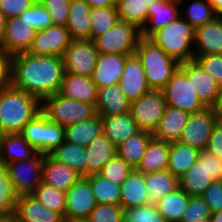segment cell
<instances>
[{"label":"cell","mask_w":222,"mask_h":222,"mask_svg":"<svg viewBox=\"0 0 222 222\" xmlns=\"http://www.w3.org/2000/svg\"><path fill=\"white\" fill-rule=\"evenodd\" d=\"M63 75L62 56H37L23 52L9 57L8 83L41 102L59 93Z\"/></svg>","instance_id":"obj_1"},{"label":"cell","mask_w":222,"mask_h":222,"mask_svg":"<svg viewBox=\"0 0 222 222\" xmlns=\"http://www.w3.org/2000/svg\"><path fill=\"white\" fill-rule=\"evenodd\" d=\"M42 102L6 83L0 87V133H21L24 126L41 112Z\"/></svg>","instance_id":"obj_2"},{"label":"cell","mask_w":222,"mask_h":222,"mask_svg":"<svg viewBox=\"0 0 222 222\" xmlns=\"http://www.w3.org/2000/svg\"><path fill=\"white\" fill-rule=\"evenodd\" d=\"M195 28L181 16L154 32L148 39L179 64L194 60Z\"/></svg>","instance_id":"obj_3"},{"label":"cell","mask_w":222,"mask_h":222,"mask_svg":"<svg viewBox=\"0 0 222 222\" xmlns=\"http://www.w3.org/2000/svg\"><path fill=\"white\" fill-rule=\"evenodd\" d=\"M140 60L151 89L162 90L180 64L148 38H141L134 53Z\"/></svg>","instance_id":"obj_4"},{"label":"cell","mask_w":222,"mask_h":222,"mask_svg":"<svg viewBox=\"0 0 222 222\" xmlns=\"http://www.w3.org/2000/svg\"><path fill=\"white\" fill-rule=\"evenodd\" d=\"M222 180V160L212 152L199 151L197 161L179 178L180 188L189 196H201L213 182Z\"/></svg>","instance_id":"obj_5"},{"label":"cell","mask_w":222,"mask_h":222,"mask_svg":"<svg viewBox=\"0 0 222 222\" xmlns=\"http://www.w3.org/2000/svg\"><path fill=\"white\" fill-rule=\"evenodd\" d=\"M41 111L54 123L67 127L97 115L95 105L69 99L56 93L42 101Z\"/></svg>","instance_id":"obj_6"},{"label":"cell","mask_w":222,"mask_h":222,"mask_svg":"<svg viewBox=\"0 0 222 222\" xmlns=\"http://www.w3.org/2000/svg\"><path fill=\"white\" fill-rule=\"evenodd\" d=\"M140 39L141 30L137 26L120 20L92 41L99 53L133 55Z\"/></svg>","instance_id":"obj_7"},{"label":"cell","mask_w":222,"mask_h":222,"mask_svg":"<svg viewBox=\"0 0 222 222\" xmlns=\"http://www.w3.org/2000/svg\"><path fill=\"white\" fill-rule=\"evenodd\" d=\"M167 105L189 114L206 108L191 85V77L179 67L162 89Z\"/></svg>","instance_id":"obj_8"},{"label":"cell","mask_w":222,"mask_h":222,"mask_svg":"<svg viewBox=\"0 0 222 222\" xmlns=\"http://www.w3.org/2000/svg\"><path fill=\"white\" fill-rule=\"evenodd\" d=\"M43 160L44 154L37 152L30 159L4 165L18 196L32 194L42 182Z\"/></svg>","instance_id":"obj_9"},{"label":"cell","mask_w":222,"mask_h":222,"mask_svg":"<svg viewBox=\"0 0 222 222\" xmlns=\"http://www.w3.org/2000/svg\"><path fill=\"white\" fill-rule=\"evenodd\" d=\"M166 107L167 102L162 90L151 89L131 102L130 113L141 131L153 133Z\"/></svg>","instance_id":"obj_10"},{"label":"cell","mask_w":222,"mask_h":222,"mask_svg":"<svg viewBox=\"0 0 222 222\" xmlns=\"http://www.w3.org/2000/svg\"><path fill=\"white\" fill-rule=\"evenodd\" d=\"M98 55L91 39L72 40L62 55L64 72L92 77Z\"/></svg>","instance_id":"obj_11"},{"label":"cell","mask_w":222,"mask_h":222,"mask_svg":"<svg viewBox=\"0 0 222 222\" xmlns=\"http://www.w3.org/2000/svg\"><path fill=\"white\" fill-rule=\"evenodd\" d=\"M216 124L217 116L213 107H206L199 112L192 113L189 115L178 141L197 148L199 151L204 150Z\"/></svg>","instance_id":"obj_12"},{"label":"cell","mask_w":222,"mask_h":222,"mask_svg":"<svg viewBox=\"0 0 222 222\" xmlns=\"http://www.w3.org/2000/svg\"><path fill=\"white\" fill-rule=\"evenodd\" d=\"M72 40L66 26L52 24L36 31L28 53L37 56H62Z\"/></svg>","instance_id":"obj_13"},{"label":"cell","mask_w":222,"mask_h":222,"mask_svg":"<svg viewBox=\"0 0 222 222\" xmlns=\"http://www.w3.org/2000/svg\"><path fill=\"white\" fill-rule=\"evenodd\" d=\"M96 205L89 180L82 176L66 191L65 220L87 219Z\"/></svg>","instance_id":"obj_14"},{"label":"cell","mask_w":222,"mask_h":222,"mask_svg":"<svg viewBox=\"0 0 222 222\" xmlns=\"http://www.w3.org/2000/svg\"><path fill=\"white\" fill-rule=\"evenodd\" d=\"M36 31L37 30L30 25L24 23L23 19L19 16L7 18L5 33L0 43V47L8 57L28 52Z\"/></svg>","instance_id":"obj_15"},{"label":"cell","mask_w":222,"mask_h":222,"mask_svg":"<svg viewBox=\"0 0 222 222\" xmlns=\"http://www.w3.org/2000/svg\"><path fill=\"white\" fill-rule=\"evenodd\" d=\"M191 77L193 91L206 107H213L217 101L220 87L195 60L181 63L179 66Z\"/></svg>","instance_id":"obj_16"},{"label":"cell","mask_w":222,"mask_h":222,"mask_svg":"<svg viewBox=\"0 0 222 222\" xmlns=\"http://www.w3.org/2000/svg\"><path fill=\"white\" fill-rule=\"evenodd\" d=\"M118 85L130 102L151 90L141 62L135 54L126 58Z\"/></svg>","instance_id":"obj_17"},{"label":"cell","mask_w":222,"mask_h":222,"mask_svg":"<svg viewBox=\"0 0 222 222\" xmlns=\"http://www.w3.org/2000/svg\"><path fill=\"white\" fill-rule=\"evenodd\" d=\"M14 215L16 222H65L64 218L49 210L34 196H18Z\"/></svg>","instance_id":"obj_18"},{"label":"cell","mask_w":222,"mask_h":222,"mask_svg":"<svg viewBox=\"0 0 222 222\" xmlns=\"http://www.w3.org/2000/svg\"><path fill=\"white\" fill-rule=\"evenodd\" d=\"M81 177L73 168L44 154L42 182L46 185L66 192Z\"/></svg>","instance_id":"obj_19"},{"label":"cell","mask_w":222,"mask_h":222,"mask_svg":"<svg viewBox=\"0 0 222 222\" xmlns=\"http://www.w3.org/2000/svg\"><path fill=\"white\" fill-rule=\"evenodd\" d=\"M194 56L204 54H222V16L195 28Z\"/></svg>","instance_id":"obj_20"},{"label":"cell","mask_w":222,"mask_h":222,"mask_svg":"<svg viewBox=\"0 0 222 222\" xmlns=\"http://www.w3.org/2000/svg\"><path fill=\"white\" fill-rule=\"evenodd\" d=\"M130 55L99 53L92 81L97 88L118 83L126 58Z\"/></svg>","instance_id":"obj_21"},{"label":"cell","mask_w":222,"mask_h":222,"mask_svg":"<svg viewBox=\"0 0 222 222\" xmlns=\"http://www.w3.org/2000/svg\"><path fill=\"white\" fill-rule=\"evenodd\" d=\"M59 94L69 99L96 105L97 87L91 77L64 72Z\"/></svg>","instance_id":"obj_22"},{"label":"cell","mask_w":222,"mask_h":222,"mask_svg":"<svg viewBox=\"0 0 222 222\" xmlns=\"http://www.w3.org/2000/svg\"><path fill=\"white\" fill-rule=\"evenodd\" d=\"M96 112L100 116L120 115L130 111L131 102L118 83L97 88Z\"/></svg>","instance_id":"obj_23"},{"label":"cell","mask_w":222,"mask_h":222,"mask_svg":"<svg viewBox=\"0 0 222 222\" xmlns=\"http://www.w3.org/2000/svg\"><path fill=\"white\" fill-rule=\"evenodd\" d=\"M180 4L160 0L148 7V20L141 29V38H149L154 32L182 16ZM150 22L151 25H147Z\"/></svg>","instance_id":"obj_24"},{"label":"cell","mask_w":222,"mask_h":222,"mask_svg":"<svg viewBox=\"0 0 222 222\" xmlns=\"http://www.w3.org/2000/svg\"><path fill=\"white\" fill-rule=\"evenodd\" d=\"M189 113L167 105L163 117L152 133L153 138L163 142H176L185 127Z\"/></svg>","instance_id":"obj_25"},{"label":"cell","mask_w":222,"mask_h":222,"mask_svg":"<svg viewBox=\"0 0 222 222\" xmlns=\"http://www.w3.org/2000/svg\"><path fill=\"white\" fill-rule=\"evenodd\" d=\"M120 190V206L124 211L128 208L149 204L144 174L136 169H133L127 178L121 183Z\"/></svg>","instance_id":"obj_26"},{"label":"cell","mask_w":222,"mask_h":222,"mask_svg":"<svg viewBox=\"0 0 222 222\" xmlns=\"http://www.w3.org/2000/svg\"><path fill=\"white\" fill-rule=\"evenodd\" d=\"M103 134L117 147L125 139L140 132L130 111L120 115L101 116Z\"/></svg>","instance_id":"obj_27"},{"label":"cell","mask_w":222,"mask_h":222,"mask_svg":"<svg viewBox=\"0 0 222 222\" xmlns=\"http://www.w3.org/2000/svg\"><path fill=\"white\" fill-rule=\"evenodd\" d=\"M37 151L23 138L21 133L4 134L0 138V165L27 160Z\"/></svg>","instance_id":"obj_28"},{"label":"cell","mask_w":222,"mask_h":222,"mask_svg":"<svg viewBox=\"0 0 222 222\" xmlns=\"http://www.w3.org/2000/svg\"><path fill=\"white\" fill-rule=\"evenodd\" d=\"M170 143L152 138L136 170L148 174L168 169Z\"/></svg>","instance_id":"obj_29"},{"label":"cell","mask_w":222,"mask_h":222,"mask_svg":"<svg viewBox=\"0 0 222 222\" xmlns=\"http://www.w3.org/2000/svg\"><path fill=\"white\" fill-rule=\"evenodd\" d=\"M91 7L84 0H71L66 24L73 40L91 39Z\"/></svg>","instance_id":"obj_30"},{"label":"cell","mask_w":222,"mask_h":222,"mask_svg":"<svg viewBox=\"0 0 222 222\" xmlns=\"http://www.w3.org/2000/svg\"><path fill=\"white\" fill-rule=\"evenodd\" d=\"M102 134L103 122L98 114L87 121L65 127V141L84 147Z\"/></svg>","instance_id":"obj_31"},{"label":"cell","mask_w":222,"mask_h":222,"mask_svg":"<svg viewBox=\"0 0 222 222\" xmlns=\"http://www.w3.org/2000/svg\"><path fill=\"white\" fill-rule=\"evenodd\" d=\"M87 175L98 174L103 166L117 153L116 147L104 135L95 138L88 146Z\"/></svg>","instance_id":"obj_32"},{"label":"cell","mask_w":222,"mask_h":222,"mask_svg":"<svg viewBox=\"0 0 222 222\" xmlns=\"http://www.w3.org/2000/svg\"><path fill=\"white\" fill-rule=\"evenodd\" d=\"M149 204H156L165 195L180 188L179 178L168 170L144 175Z\"/></svg>","instance_id":"obj_33"},{"label":"cell","mask_w":222,"mask_h":222,"mask_svg":"<svg viewBox=\"0 0 222 222\" xmlns=\"http://www.w3.org/2000/svg\"><path fill=\"white\" fill-rule=\"evenodd\" d=\"M199 150L179 141L170 143L168 171L180 178L197 161Z\"/></svg>","instance_id":"obj_34"},{"label":"cell","mask_w":222,"mask_h":222,"mask_svg":"<svg viewBox=\"0 0 222 222\" xmlns=\"http://www.w3.org/2000/svg\"><path fill=\"white\" fill-rule=\"evenodd\" d=\"M152 138V133L140 131L122 141L116 147L117 154L120 155L133 169H136Z\"/></svg>","instance_id":"obj_35"},{"label":"cell","mask_w":222,"mask_h":222,"mask_svg":"<svg viewBox=\"0 0 222 222\" xmlns=\"http://www.w3.org/2000/svg\"><path fill=\"white\" fill-rule=\"evenodd\" d=\"M49 155L58 162L64 163L76 170L82 176H87L86 147L64 141Z\"/></svg>","instance_id":"obj_36"},{"label":"cell","mask_w":222,"mask_h":222,"mask_svg":"<svg viewBox=\"0 0 222 222\" xmlns=\"http://www.w3.org/2000/svg\"><path fill=\"white\" fill-rule=\"evenodd\" d=\"M160 0H117L116 8L119 19L131 23L140 30L148 20V7Z\"/></svg>","instance_id":"obj_37"},{"label":"cell","mask_w":222,"mask_h":222,"mask_svg":"<svg viewBox=\"0 0 222 222\" xmlns=\"http://www.w3.org/2000/svg\"><path fill=\"white\" fill-rule=\"evenodd\" d=\"M191 196L181 188L162 197L155 205L167 222H181Z\"/></svg>","instance_id":"obj_38"},{"label":"cell","mask_w":222,"mask_h":222,"mask_svg":"<svg viewBox=\"0 0 222 222\" xmlns=\"http://www.w3.org/2000/svg\"><path fill=\"white\" fill-rule=\"evenodd\" d=\"M90 183L97 204L120 205V185L104 179L99 174L85 176Z\"/></svg>","instance_id":"obj_39"},{"label":"cell","mask_w":222,"mask_h":222,"mask_svg":"<svg viewBox=\"0 0 222 222\" xmlns=\"http://www.w3.org/2000/svg\"><path fill=\"white\" fill-rule=\"evenodd\" d=\"M31 195L49 210L61 215L65 220L66 192L41 182Z\"/></svg>","instance_id":"obj_40"},{"label":"cell","mask_w":222,"mask_h":222,"mask_svg":"<svg viewBox=\"0 0 222 222\" xmlns=\"http://www.w3.org/2000/svg\"><path fill=\"white\" fill-rule=\"evenodd\" d=\"M120 21L116 6L91 8V40L107 32Z\"/></svg>","instance_id":"obj_41"},{"label":"cell","mask_w":222,"mask_h":222,"mask_svg":"<svg viewBox=\"0 0 222 222\" xmlns=\"http://www.w3.org/2000/svg\"><path fill=\"white\" fill-rule=\"evenodd\" d=\"M65 141V127L49 120L42 112L41 153L49 154Z\"/></svg>","instance_id":"obj_42"},{"label":"cell","mask_w":222,"mask_h":222,"mask_svg":"<svg viewBox=\"0 0 222 222\" xmlns=\"http://www.w3.org/2000/svg\"><path fill=\"white\" fill-rule=\"evenodd\" d=\"M133 168L117 153L103 166L98 173L104 179L121 185Z\"/></svg>","instance_id":"obj_43"},{"label":"cell","mask_w":222,"mask_h":222,"mask_svg":"<svg viewBox=\"0 0 222 222\" xmlns=\"http://www.w3.org/2000/svg\"><path fill=\"white\" fill-rule=\"evenodd\" d=\"M185 19L191 26L197 28L217 17L212 5L207 0H196L187 8Z\"/></svg>","instance_id":"obj_44"},{"label":"cell","mask_w":222,"mask_h":222,"mask_svg":"<svg viewBox=\"0 0 222 222\" xmlns=\"http://www.w3.org/2000/svg\"><path fill=\"white\" fill-rule=\"evenodd\" d=\"M18 195L6 169L0 165V213H14Z\"/></svg>","instance_id":"obj_45"},{"label":"cell","mask_w":222,"mask_h":222,"mask_svg":"<svg viewBox=\"0 0 222 222\" xmlns=\"http://www.w3.org/2000/svg\"><path fill=\"white\" fill-rule=\"evenodd\" d=\"M125 218V211L120 205L97 204L90 212L87 220L89 222H122Z\"/></svg>","instance_id":"obj_46"},{"label":"cell","mask_w":222,"mask_h":222,"mask_svg":"<svg viewBox=\"0 0 222 222\" xmlns=\"http://www.w3.org/2000/svg\"><path fill=\"white\" fill-rule=\"evenodd\" d=\"M19 17L35 30L45 29L53 24L49 12L39 1L24 11Z\"/></svg>","instance_id":"obj_47"},{"label":"cell","mask_w":222,"mask_h":222,"mask_svg":"<svg viewBox=\"0 0 222 222\" xmlns=\"http://www.w3.org/2000/svg\"><path fill=\"white\" fill-rule=\"evenodd\" d=\"M124 219L128 222H167L155 204L128 208Z\"/></svg>","instance_id":"obj_48"},{"label":"cell","mask_w":222,"mask_h":222,"mask_svg":"<svg viewBox=\"0 0 222 222\" xmlns=\"http://www.w3.org/2000/svg\"><path fill=\"white\" fill-rule=\"evenodd\" d=\"M71 0H39L50 14L54 25L66 26L69 16V4Z\"/></svg>","instance_id":"obj_49"},{"label":"cell","mask_w":222,"mask_h":222,"mask_svg":"<svg viewBox=\"0 0 222 222\" xmlns=\"http://www.w3.org/2000/svg\"><path fill=\"white\" fill-rule=\"evenodd\" d=\"M194 60L215 79L217 85L222 88V54L198 55Z\"/></svg>","instance_id":"obj_50"},{"label":"cell","mask_w":222,"mask_h":222,"mask_svg":"<svg viewBox=\"0 0 222 222\" xmlns=\"http://www.w3.org/2000/svg\"><path fill=\"white\" fill-rule=\"evenodd\" d=\"M211 213L209 205L202 196H192L181 222H194L196 220L209 219Z\"/></svg>","instance_id":"obj_51"},{"label":"cell","mask_w":222,"mask_h":222,"mask_svg":"<svg viewBox=\"0 0 222 222\" xmlns=\"http://www.w3.org/2000/svg\"><path fill=\"white\" fill-rule=\"evenodd\" d=\"M21 134L37 152L41 153L42 111L24 126Z\"/></svg>","instance_id":"obj_52"},{"label":"cell","mask_w":222,"mask_h":222,"mask_svg":"<svg viewBox=\"0 0 222 222\" xmlns=\"http://www.w3.org/2000/svg\"><path fill=\"white\" fill-rule=\"evenodd\" d=\"M38 0H0V11L6 18L20 16L31 8Z\"/></svg>","instance_id":"obj_53"},{"label":"cell","mask_w":222,"mask_h":222,"mask_svg":"<svg viewBox=\"0 0 222 222\" xmlns=\"http://www.w3.org/2000/svg\"><path fill=\"white\" fill-rule=\"evenodd\" d=\"M201 196L212 213L222 211V180L213 181Z\"/></svg>","instance_id":"obj_54"},{"label":"cell","mask_w":222,"mask_h":222,"mask_svg":"<svg viewBox=\"0 0 222 222\" xmlns=\"http://www.w3.org/2000/svg\"><path fill=\"white\" fill-rule=\"evenodd\" d=\"M206 150L212 152L218 159L222 160V126L218 123L212 130Z\"/></svg>","instance_id":"obj_55"},{"label":"cell","mask_w":222,"mask_h":222,"mask_svg":"<svg viewBox=\"0 0 222 222\" xmlns=\"http://www.w3.org/2000/svg\"><path fill=\"white\" fill-rule=\"evenodd\" d=\"M8 61L9 57L0 47V87L8 83Z\"/></svg>","instance_id":"obj_56"},{"label":"cell","mask_w":222,"mask_h":222,"mask_svg":"<svg viewBox=\"0 0 222 222\" xmlns=\"http://www.w3.org/2000/svg\"><path fill=\"white\" fill-rule=\"evenodd\" d=\"M91 8L113 7L116 6L117 0H84Z\"/></svg>","instance_id":"obj_57"},{"label":"cell","mask_w":222,"mask_h":222,"mask_svg":"<svg viewBox=\"0 0 222 222\" xmlns=\"http://www.w3.org/2000/svg\"><path fill=\"white\" fill-rule=\"evenodd\" d=\"M213 7L217 16H222V0H207Z\"/></svg>","instance_id":"obj_58"},{"label":"cell","mask_w":222,"mask_h":222,"mask_svg":"<svg viewBox=\"0 0 222 222\" xmlns=\"http://www.w3.org/2000/svg\"><path fill=\"white\" fill-rule=\"evenodd\" d=\"M6 23H7V18L0 11V43H1L4 33H5Z\"/></svg>","instance_id":"obj_59"},{"label":"cell","mask_w":222,"mask_h":222,"mask_svg":"<svg viewBox=\"0 0 222 222\" xmlns=\"http://www.w3.org/2000/svg\"><path fill=\"white\" fill-rule=\"evenodd\" d=\"M0 222H16L14 213H0Z\"/></svg>","instance_id":"obj_60"},{"label":"cell","mask_w":222,"mask_h":222,"mask_svg":"<svg viewBox=\"0 0 222 222\" xmlns=\"http://www.w3.org/2000/svg\"><path fill=\"white\" fill-rule=\"evenodd\" d=\"M214 112H222V88H220L217 101L213 106Z\"/></svg>","instance_id":"obj_61"},{"label":"cell","mask_w":222,"mask_h":222,"mask_svg":"<svg viewBox=\"0 0 222 222\" xmlns=\"http://www.w3.org/2000/svg\"><path fill=\"white\" fill-rule=\"evenodd\" d=\"M210 222H222V211L211 213Z\"/></svg>","instance_id":"obj_62"},{"label":"cell","mask_w":222,"mask_h":222,"mask_svg":"<svg viewBox=\"0 0 222 222\" xmlns=\"http://www.w3.org/2000/svg\"><path fill=\"white\" fill-rule=\"evenodd\" d=\"M217 116V123L222 126V112H215Z\"/></svg>","instance_id":"obj_63"},{"label":"cell","mask_w":222,"mask_h":222,"mask_svg":"<svg viewBox=\"0 0 222 222\" xmlns=\"http://www.w3.org/2000/svg\"><path fill=\"white\" fill-rule=\"evenodd\" d=\"M65 222H89L87 219H79V220H65Z\"/></svg>","instance_id":"obj_64"},{"label":"cell","mask_w":222,"mask_h":222,"mask_svg":"<svg viewBox=\"0 0 222 222\" xmlns=\"http://www.w3.org/2000/svg\"><path fill=\"white\" fill-rule=\"evenodd\" d=\"M169 2H177L181 5V3H183V0H167Z\"/></svg>","instance_id":"obj_65"},{"label":"cell","mask_w":222,"mask_h":222,"mask_svg":"<svg viewBox=\"0 0 222 222\" xmlns=\"http://www.w3.org/2000/svg\"><path fill=\"white\" fill-rule=\"evenodd\" d=\"M194 222H210L209 219H201V220H196Z\"/></svg>","instance_id":"obj_66"}]
</instances>
